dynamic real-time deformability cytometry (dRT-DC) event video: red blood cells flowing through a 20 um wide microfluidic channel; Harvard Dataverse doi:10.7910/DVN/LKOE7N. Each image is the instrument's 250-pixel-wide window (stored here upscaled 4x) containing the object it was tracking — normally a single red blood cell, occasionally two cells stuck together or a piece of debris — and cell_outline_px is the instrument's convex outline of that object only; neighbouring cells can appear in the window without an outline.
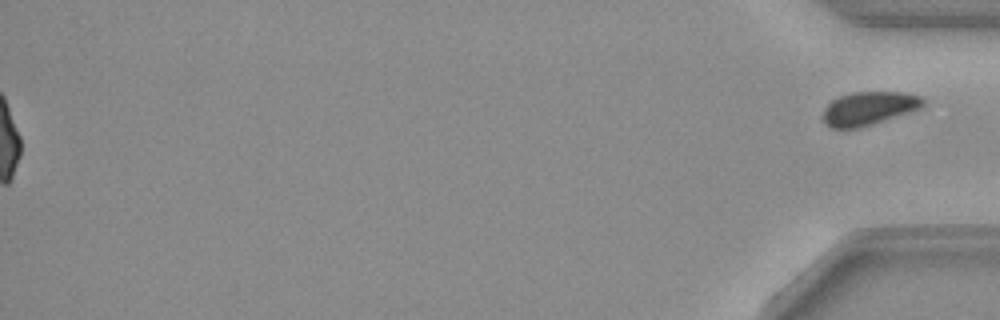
{"species": "common noctule bat (a hibernating species)", "species_latin": "Nyctalus noctula", "temperature_condition": "warm", "stored_images_in_passage": 54, "segment_of_instrument_passage": [2, 2], "camera_frame_rate_fps": 3000, "um_per_image_px": 0.085, "animal": {"sex": "female", "body_mass_g": 19.3, "forearm_length_mm": 54.1}, "frame": {"image": 1, "passage_image": 54, "time_ms": 17.667, "image_size_px": [1000, 320], "cell_outline_px": [[924, 104], [920, 108], [908, 112], [856, 128], [832, 128], [824, 124], [820, 116], [824, 108], [832, 100], [840, 96], [852, 92], [900, 92], [920, 96], [924, 100]], "centroid_in_image_um": [73.77, 9.2], "position_along_channel_um": 361.4, "area_um2": 19.25}}